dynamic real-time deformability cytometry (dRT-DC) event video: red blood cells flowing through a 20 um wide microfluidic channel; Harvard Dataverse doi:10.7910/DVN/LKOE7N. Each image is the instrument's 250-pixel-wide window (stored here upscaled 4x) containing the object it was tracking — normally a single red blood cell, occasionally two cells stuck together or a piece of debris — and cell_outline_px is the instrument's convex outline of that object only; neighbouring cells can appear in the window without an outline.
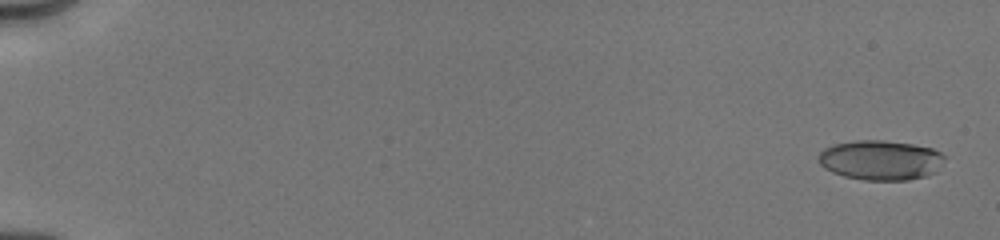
{"species": "human", "species_latin": "Homo sapiens", "temperature_condition": "cold", "stored_images_in_passage": 23, "camera_frame_rate_fps": 3000, "um_per_image_px": 0.085, "donor": {"sex": "male"}, "frame": {"image": 1, "passage_image": 1, "time_ms": 0.0, "image_size_px": [1000, 240], "cell_outline_px": [[944, 160], [928, 176], [908, 180], [864, 180], [844, 176], [832, 172], [824, 168], [820, 164], [820, 152], [824, 148], [836, 144], [856, 140], [884, 140], [912, 144], [932, 148], [940, 152], [944, 156]], "centroid_in_image_um": [74.84, 13.61], "position_along_channel_um": 10.2, "area_um2": 29.02}}
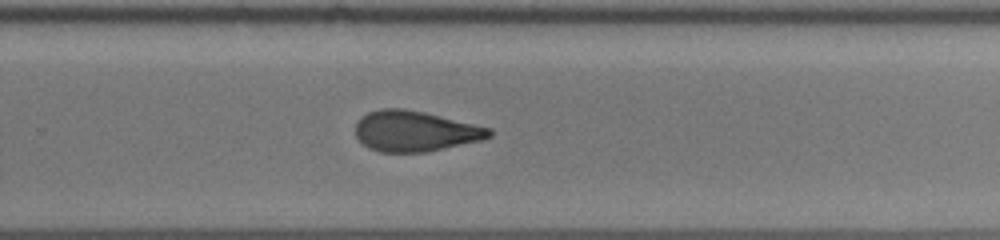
{"frame": {"image": 2, "passage_image": 12, "time_ms": 11.667, "image_size_px": [1000, 240], "cell_outline_px": [[492, 136], [480, 140], [424, 152], [380, 152], [368, 148], [356, 136], [356, 124], [360, 116], [368, 112], [380, 108], [404, 108], [424, 112], [492, 128]], "centroid_in_image_um": [35.25, 11.13], "position_along_channel_um": 294.5, "area_um2": 31.5}}
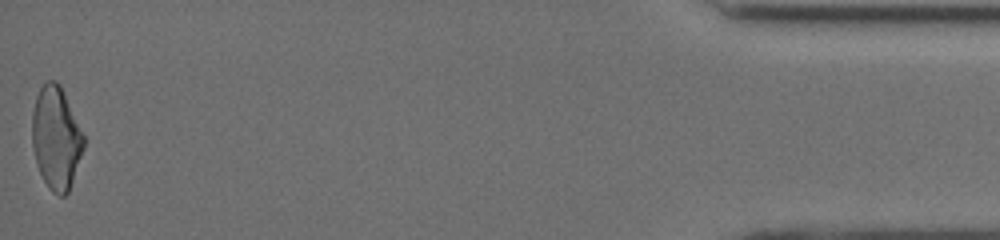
{"frame": {"image": 3, "passage_image": 23, "time_ms": 17.0, "image_size_px": [1000, 240], "cell_outline_px": [[84, 148], [68, 192], [64, 196], [60, 196], [52, 192], [48, 188], [36, 164], [32, 144], [32, 112], [36, 96], [40, 88], [48, 80], [56, 80], [60, 84], [64, 92], [84, 136]], "centroid_in_image_um": [4.76, 11.72], "position_along_channel_um": 430.4, "area_um2": 30.81}, "authors_computed_cell_mechanics": {"area_um2": 31.1542, "velocity_mm_per_s": 4.0444, "shape_relaxation_time_tau1_ms": 3.4716, "shape_relaxation_time_tau2_ms": 1.8267, "deformation_change_tau1": 0.1436, "deformation_change_tau2": 0.0989}}